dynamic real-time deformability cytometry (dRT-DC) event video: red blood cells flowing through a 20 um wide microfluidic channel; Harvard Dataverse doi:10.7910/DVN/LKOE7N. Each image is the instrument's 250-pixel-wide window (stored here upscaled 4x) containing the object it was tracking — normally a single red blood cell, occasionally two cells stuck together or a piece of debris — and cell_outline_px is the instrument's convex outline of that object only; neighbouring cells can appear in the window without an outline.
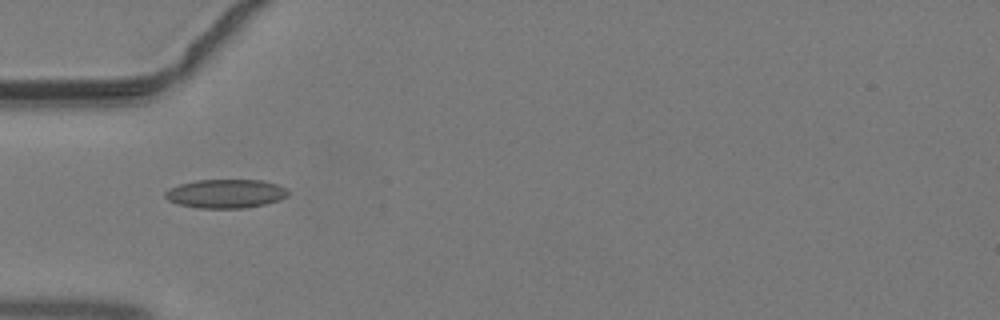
{"species": "common noctule bat (a hibernating species)", "species_latin": "Nyctalus noctula", "temperature_condition": "warm", "stored_images_in_passage": 31, "camera_frame_rate_fps": 3000, "um_per_image_px": 0.085, "animal": {"sex": "male", "body_mass_g": 19.2, "forearm_length_mm": 51.8}, "frame": {"image": 1, "passage_image": 1, "time_ms": 0.0, "image_size_px": [1000, 320], "cell_outline_px": [[288, 196], [280, 200], [264, 204], [244, 208], [200, 208], [176, 204], [168, 200], [164, 196], [164, 192], [168, 188], [180, 184], [196, 180], [264, 180], [288, 188]], "centroid_in_image_um": [19.18, 16.46], "position_along_channel_um": 65.8, "area_um2": 20.81}}
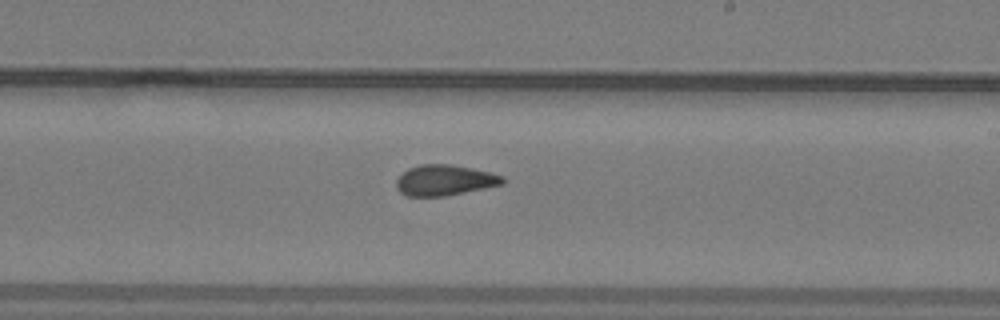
{"frame": {"image": 2, "passage_image": 13, "time_ms": 4.0, "image_size_px": [1000, 320], "cell_outline_px": [[504, 184], [444, 196], [408, 196], [400, 192], [396, 188], [396, 180], [408, 168], [420, 164], [448, 164], [472, 168], [504, 176]], "centroid_in_image_um": [37.78, 15.31], "position_along_channel_um": 251.2, "area_um2": 18.84}}
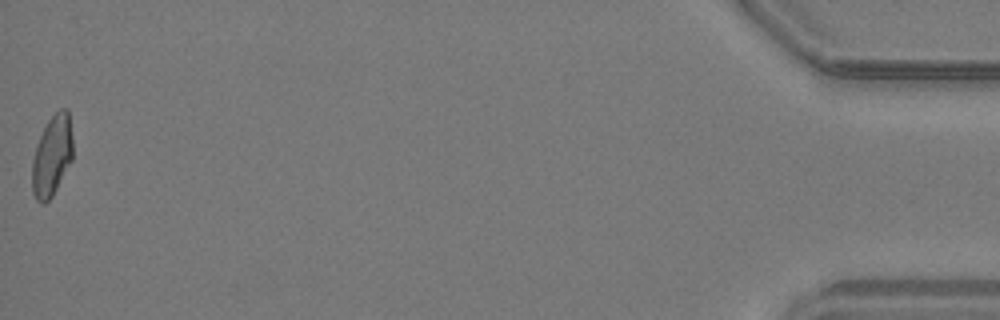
{"frame": {"image": 3, "passage_image": 31, "time_ms": 10.0, "image_size_px": [1000, 320], "cell_outline_px": [[72, 160], [52, 196], [44, 204], [40, 204], [36, 200], [32, 192], [32, 160], [40, 136], [48, 120], [60, 108], [68, 108], [72, 136]], "centroid_in_image_um": [4.42, 13.25], "position_along_channel_um": 430.8, "area_um2": 19.07}}